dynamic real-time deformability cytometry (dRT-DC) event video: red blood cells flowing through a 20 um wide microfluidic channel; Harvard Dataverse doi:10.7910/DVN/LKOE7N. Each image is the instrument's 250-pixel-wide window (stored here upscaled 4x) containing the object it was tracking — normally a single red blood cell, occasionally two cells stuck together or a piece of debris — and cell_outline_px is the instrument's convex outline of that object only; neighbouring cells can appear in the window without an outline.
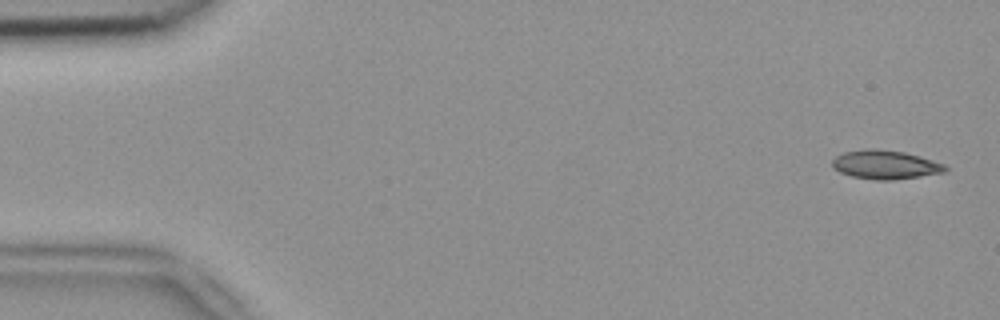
{"species": "common noctule bat (a hibernating species)", "species_latin": "Nyctalus noctula", "temperature_condition": "room temperature", "stored_images_in_passage": 53, "camera_frame_rate_fps": 3000, "um_per_image_px": 0.085, "animal": {"sex": "female", "body_mass_g": 18.4}, "frame": {"image": 1, "passage_image": 2, "time_ms": 0.333, "image_size_px": [1000, 320], "cell_outline_px": [[948, 168], [944, 172], [920, 176], [892, 180], [876, 180], [852, 176], [840, 172], [832, 168], [832, 160], [836, 156], [844, 152], [864, 148], [876, 148], [904, 152], [920, 156], [944, 164]], "centroid_in_image_um": [75.22, 13.99], "position_along_channel_um": 9.8, "area_um2": 19.02}}
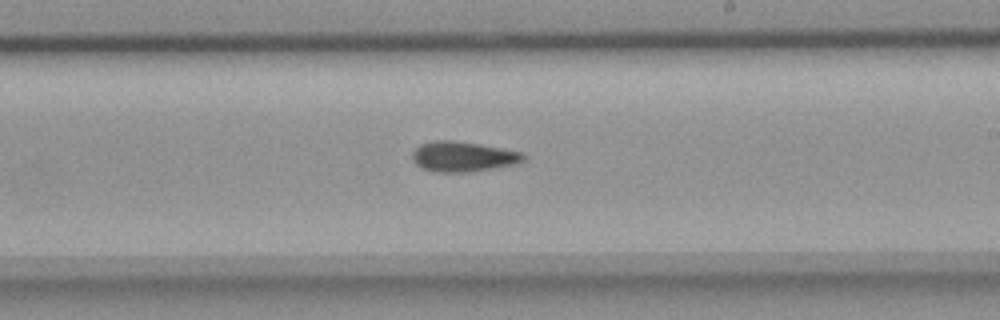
{"frame": {"image": 2, "passage_image": 31, "time_ms": 10.0, "image_size_px": [1000, 320], "cell_outline_px": [[524, 160], [512, 164], [492, 168], [468, 172], [432, 172], [420, 168], [412, 160], [412, 152], [420, 144], [436, 140], [456, 140], [480, 144], [524, 152]], "centroid_in_image_um": [39.3, 13.3], "position_along_channel_um": 249.7, "area_um2": 19.59}}
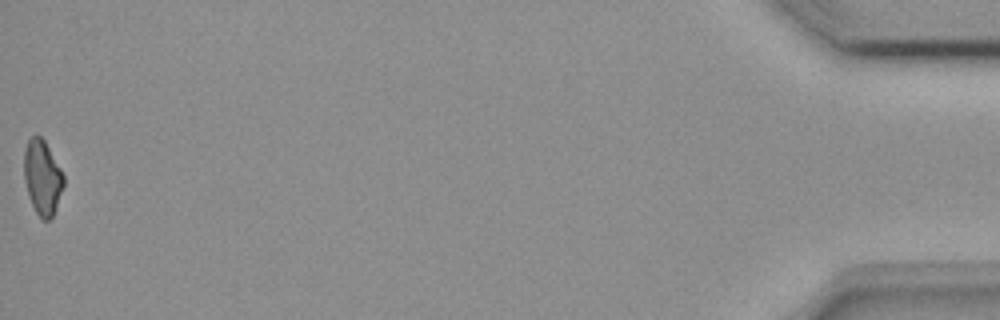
{"frame": {"image": 3, "passage_image": 53, "time_ms": 17.333, "image_size_px": [1000, 320], "cell_outline_px": [[64, 184], [52, 216], [48, 220], [40, 220], [28, 196], [24, 180], [24, 148], [28, 140], [32, 136], [40, 136], [44, 140], [60, 168], [64, 176]], "centroid_in_image_um": [3.58, 15.08], "position_along_channel_um": 431.6, "area_um2": 17.05}, "authors_computed_cell_mechanics": {"area_um2": 18.7272, "velocity_mm_per_s": 3.8266, "shape_relaxation_time_tau1_ms": null, "shape_relaxation_time_tau2_ms": 9.0359, "deformation_change_tau1": null, "deformation_change_tau2": 0.18}}